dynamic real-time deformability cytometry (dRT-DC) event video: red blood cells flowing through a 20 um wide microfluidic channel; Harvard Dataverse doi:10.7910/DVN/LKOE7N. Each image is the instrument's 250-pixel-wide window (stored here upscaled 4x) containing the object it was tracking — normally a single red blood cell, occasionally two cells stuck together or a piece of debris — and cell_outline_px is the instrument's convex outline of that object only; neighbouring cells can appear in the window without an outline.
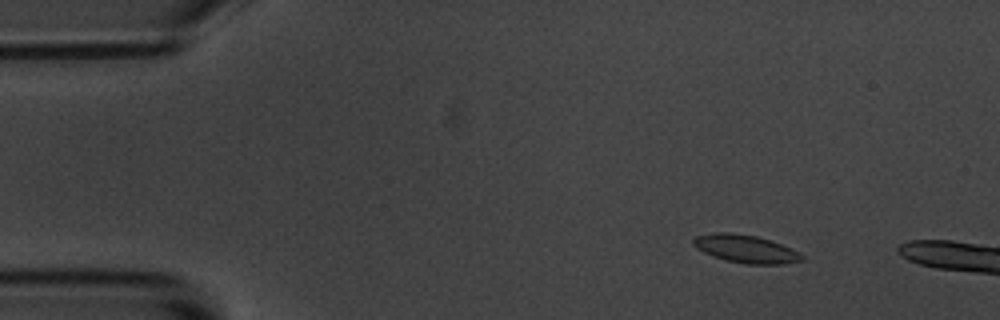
{"species": "common noctule bat (a hibernating species)", "species_latin": "Nyctalus noctula", "temperature_condition": "room temperature", "stored_images_in_passage": 12, "camera_frame_rate_fps": 3000, "um_per_image_px": 0.085, "animal": {"sex": "male", "body_mass_g": 20.1, "forearm_length_mm": 53.5}, "frame": {"image": 1, "passage_image": 7, "time_ms": 2.0, "image_size_px": [1000, 320], "cell_outline_px": [[804, 260], [784, 264], [744, 264], [724, 260], [712, 256], [696, 248], [692, 244], [692, 240], [696, 236], [716, 232], [728, 232], [756, 236], [780, 244], [800, 252], [804, 256]], "centroid_in_image_um": [63.37, 21.16], "position_along_channel_um": 21.6, "area_um2": 17.69}}